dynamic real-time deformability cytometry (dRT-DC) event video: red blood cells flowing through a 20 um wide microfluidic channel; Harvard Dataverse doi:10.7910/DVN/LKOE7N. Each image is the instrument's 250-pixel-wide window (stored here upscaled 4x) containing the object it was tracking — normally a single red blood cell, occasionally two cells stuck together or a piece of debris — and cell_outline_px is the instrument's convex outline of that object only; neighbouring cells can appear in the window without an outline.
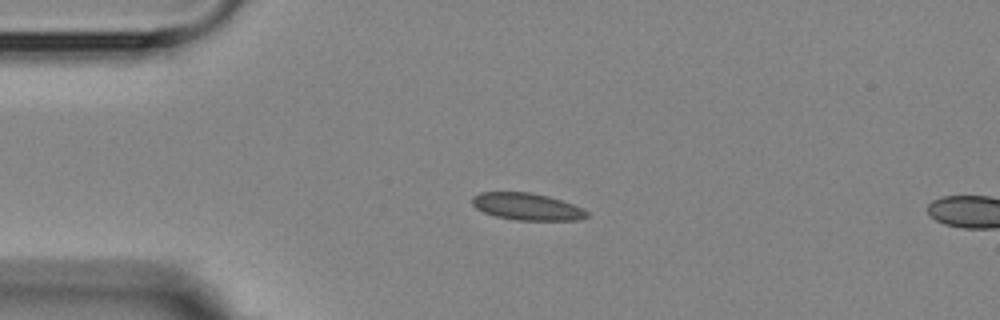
{"species": "Egyptian fruit bat (a non-hibernating species)", "species_latin": "Rousettus aegyptiacus", "temperature_condition": "room temperature", "stored_images_in_passage": 2, "camera_frame_rate_fps": 3000, "um_per_image_px": 0.085, "animal": {"sex": "female"}, "frame": {"image": 1, "passage_image": 1, "time_ms": 0.0, "image_size_px": [1000, 320], "cell_outline_px": [[588, 216], [580, 220], [516, 220], [496, 216], [484, 212], [476, 208], [472, 204], [472, 196], [480, 192], [532, 192], [548, 196], [584, 208], [588, 212]], "centroid_in_image_um": [44.79, 17.56], "position_along_channel_um": 40.2, "area_um2": 18.09}}